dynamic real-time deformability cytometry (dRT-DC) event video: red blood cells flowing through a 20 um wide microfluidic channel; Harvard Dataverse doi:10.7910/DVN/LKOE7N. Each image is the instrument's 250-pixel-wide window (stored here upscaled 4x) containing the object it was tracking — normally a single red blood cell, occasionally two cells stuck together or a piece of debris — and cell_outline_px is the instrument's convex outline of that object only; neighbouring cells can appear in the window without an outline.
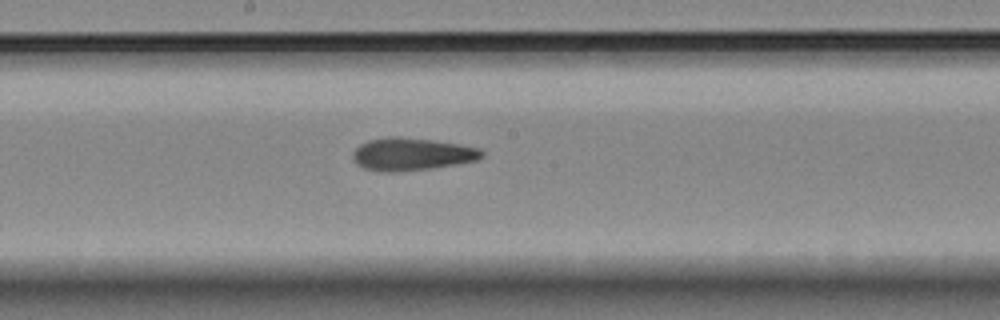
{"species": "Egyptian fruit bat (a non-hibernating species)", "species_latin": "Rousettus aegyptiacus", "temperature_condition": "room temperature", "stored_images_in_passage": 5, "camera_frame_rate_fps": 3000, "um_per_image_px": 0.085, "animal": {"sex": "female"}, "frame": {"image": 1, "passage_image": 5, "time_ms": 5.667, "image_size_px": [1000, 320], "cell_outline_px": [[484, 156], [476, 160], [456, 164], [432, 168], [400, 172], [380, 172], [364, 168], [356, 164], [352, 160], [352, 152], [360, 144], [368, 140], [392, 136], [396, 136], [432, 140], [460, 144], [480, 148], [484, 152]], "centroid_in_image_um": [34.97, 13.11], "position_along_channel_um": 213.2, "area_um2": 24.74}}